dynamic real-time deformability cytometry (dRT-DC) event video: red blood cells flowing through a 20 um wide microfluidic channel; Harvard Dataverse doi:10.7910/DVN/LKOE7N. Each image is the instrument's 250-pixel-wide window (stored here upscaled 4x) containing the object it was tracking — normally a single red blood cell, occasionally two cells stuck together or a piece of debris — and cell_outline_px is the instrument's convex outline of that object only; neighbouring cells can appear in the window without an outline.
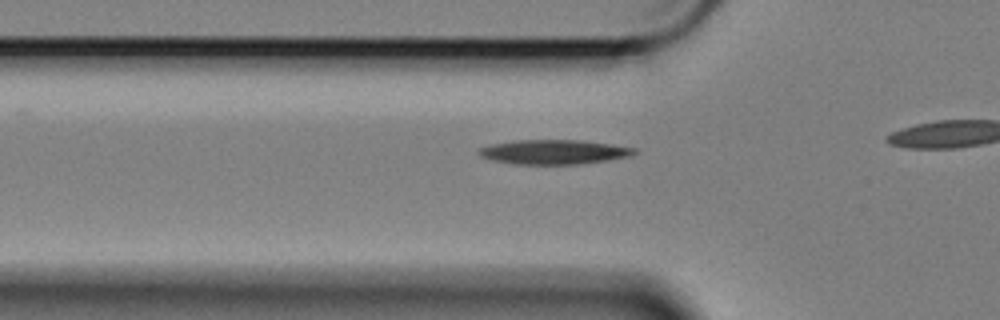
{"species": "Egyptian fruit bat (a non-hibernating species)", "species_latin": "Rousettus aegyptiacus", "temperature_condition": "cold", "stored_images_in_passage": 35, "camera_frame_rate_fps": 3000, "um_per_image_px": 0.085, "animal": {"sex": "female"}, "frame": {"image": 1, "passage_image": 8, "time_ms": 2.333, "image_size_px": [1000, 320], "cell_outline_px": [[636, 152], [632, 156], [608, 160], [580, 164], [516, 164], [492, 160], [480, 156], [476, 152], [480, 148], [492, 144], [516, 140], [584, 140], [612, 144], [636, 148]], "centroid_in_image_um": [47.1, 12.91], "position_along_channel_um": 78.7, "area_um2": 22.25}}
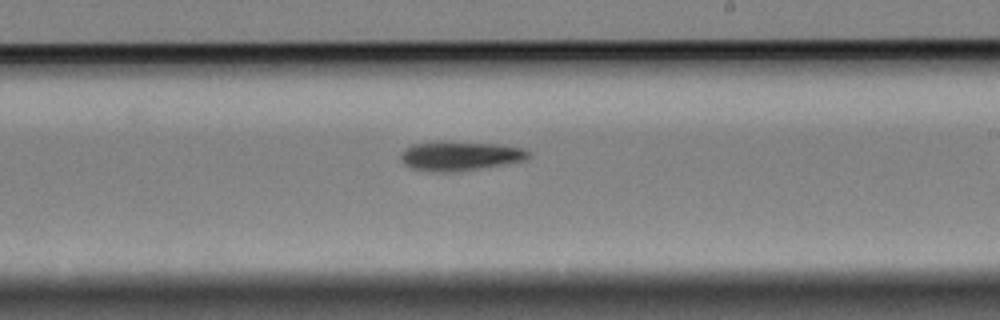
{"frame": {"image": 2, "passage_image": 23, "time_ms": 7.333, "image_size_px": [1000, 320], "cell_outline_px": [[532, 156], [524, 160], [504, 164], [460, 172], [428, 172], [412, 168], [404, 164], [400, 160], [400, 156], [404, 148], [412, 144], [496, 144], [520, 148], [532, 152]], "centroid_in_image_um": [39.1, 13.32], "position_along_channel_um": 249.9, "area_um2": 21.1}}
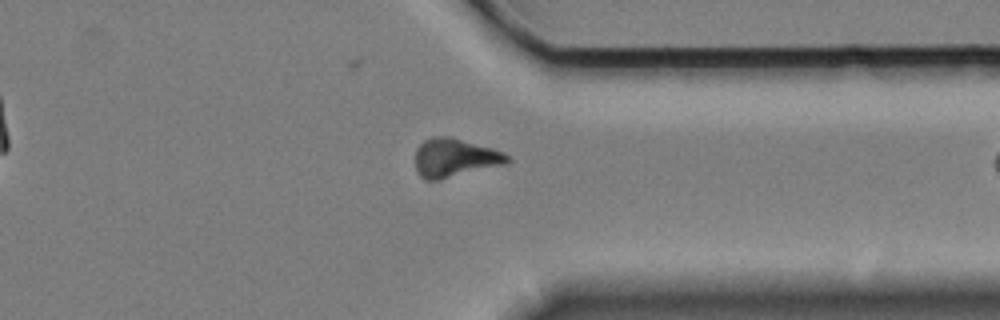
{"frame": {"image": 3, "passage_image": 34, "time_ms": 11.0, "image_size_px": [1000, 320], "cell_outline_px": [[512, 160], [508, 164], [440, 180], [424, 180], [416, 172], [416, 148], [424, 140], [432, 136], [448, 136], [492, 148], [504, 152]], "centroid_in_image_um": [38.67, 13.43], "position_along_channel_um": 372.7, "area_um2": 20.98}}